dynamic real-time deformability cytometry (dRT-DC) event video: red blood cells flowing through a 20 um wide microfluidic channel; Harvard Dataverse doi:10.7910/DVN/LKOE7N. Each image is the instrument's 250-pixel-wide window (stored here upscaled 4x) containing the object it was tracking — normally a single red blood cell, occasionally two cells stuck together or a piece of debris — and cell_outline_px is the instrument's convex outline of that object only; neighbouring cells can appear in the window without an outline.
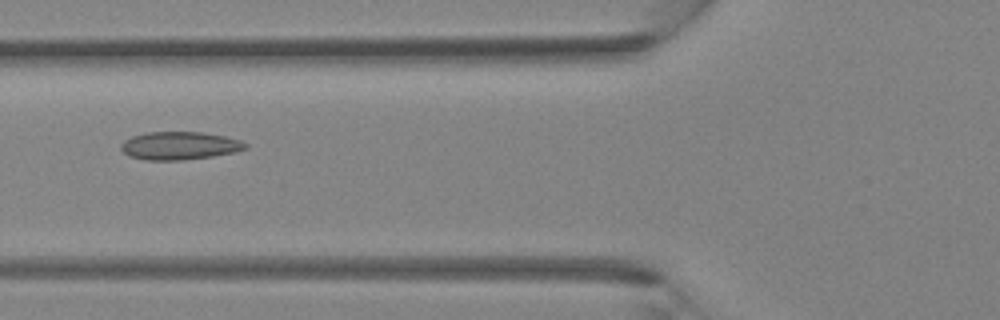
{"species": "Egyptian fruit bat (a non-hibernating species)", "species_latin": "Rousettus aegyptiacus", "temperature_condition": "room temperature", "stored_images_in_passage": 40, "camera_frame_rate_fps": 3000, "um_per_image_px": 0.085, "animal": {"sex": "female"}, "frame": {"image": 1, "passage_image": 16, "time_ms": 5.0, "image_size_px": [1000, 320], "cell_outline_px": [[248, 148], [236, 152], [212, 156], [184, 160], [144, 160], [128, 156], [120, 148], [120, 144], [124, 140], [132, 136], [148, 132], [200, 132], [224, 136], [240, 140], [248, 144]], "centroid_in_image_um": [15.25, 12.39], "position_along_channel_um": 110.5, "area_um2": 20.4}}
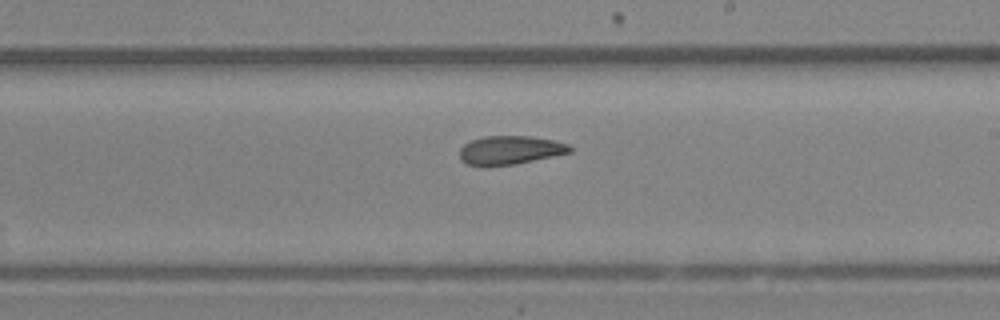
{"frame": {"image": 2, "passage_image": 24, "time_ms": 7.667, "image_size_px": [1000, 320], "cell_outline_px": [[572, 152], [516, 164], [488, 168], [484, 168], [468, 164], [460, 160], [460, 148], [464, 144], [472, 140], [484, 136], [532, 136], [552, 140], [568, 144], [572, 148]], "centroid_in_image_um": [43.32, 12.79], "position_along_channel_um": 245.7, "area_um2": 18.79}}
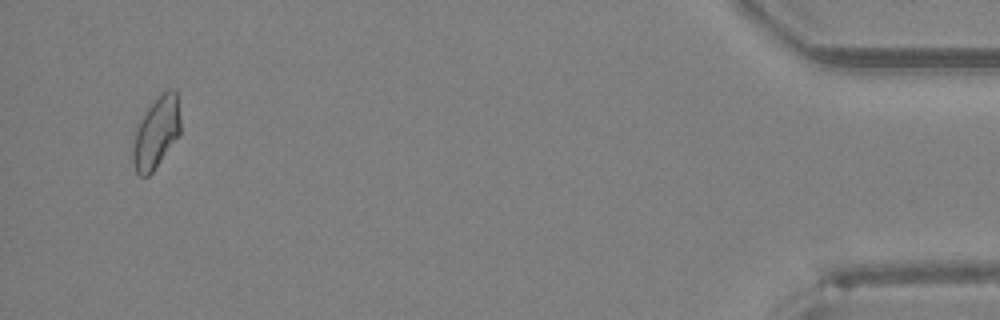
{"frame": {"image": 3, "passage_image": 39, "time_ms": 12.667, "image_size_px": [1000, 320], "cell_outline_px": [[180, 132], [152, 172], [148, 176], [140, 176], [136, 172], [132, 160], [132, 148], [136, 124], [156, 96], [160, 92], [168, 88], [176, 88], [180, 120]], "centroid_in_image_um": [13.25, 11.21], "position_along_channel_um": 421.9, "area_um2": 19.94}}